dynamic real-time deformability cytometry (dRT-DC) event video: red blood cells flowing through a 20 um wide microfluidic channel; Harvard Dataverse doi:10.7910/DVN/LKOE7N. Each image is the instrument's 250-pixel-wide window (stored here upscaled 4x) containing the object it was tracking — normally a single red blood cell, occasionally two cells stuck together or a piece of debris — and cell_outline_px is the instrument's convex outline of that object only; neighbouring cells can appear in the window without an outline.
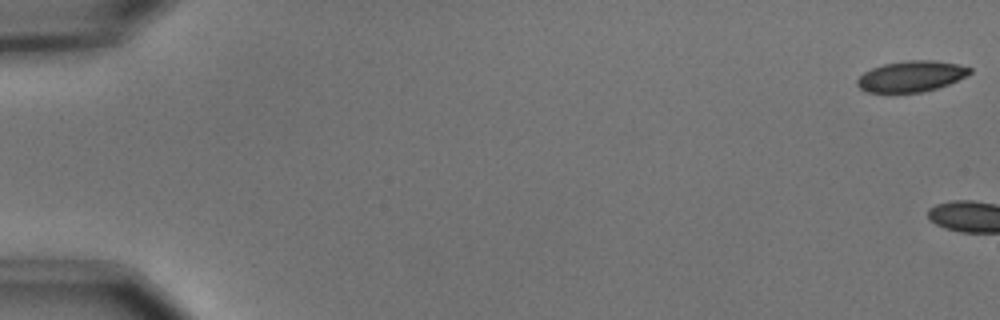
{"species": "common noctule bat (a hibernating species)", "species_latin": "Nyctalus noctula", "temperature_condition": "cold", "stored_images_in_passage": 4, "camera_frame_rate_fps": 3000, "um_per_image_px": 0.085, "animal": {"sex": "male", "body_mass_g": 15.6}, "frame": {"image": 1, "passage_image": 1, "time_ms": 0.0, "image_size_px": [1000, 320], "cell_outline_px": [[972, 72], [948, 84], [924, 92], [888, 96], [868, 92], [860, 88], [856, 84], [856, 80], [864, 72], [872, 68], [884, 64], [908, 60], [936, 60], [956, 64], [972, 68]], "centroid_in_image_um": [77.38, 6.54], "position_along_channel_um": 7.6, "area_um2": 20.87}}